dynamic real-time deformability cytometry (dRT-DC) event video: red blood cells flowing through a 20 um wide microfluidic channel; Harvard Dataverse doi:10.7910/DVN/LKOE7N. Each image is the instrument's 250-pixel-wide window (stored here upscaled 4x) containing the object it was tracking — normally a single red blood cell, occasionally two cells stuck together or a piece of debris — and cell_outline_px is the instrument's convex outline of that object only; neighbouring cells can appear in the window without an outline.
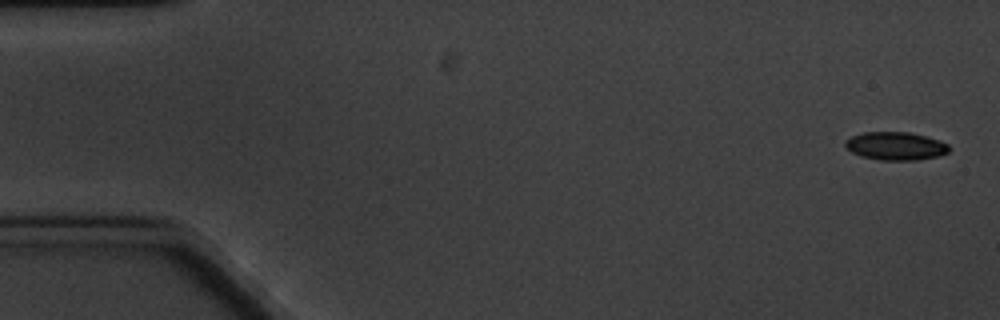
{"species": "common noctule bat (a hibernating species)", "species_latin": "Nyctalus noctula", "temperature_condition": "cold", "stored_images_in_passage": 8, "camera_frame_rate_fps": 3000, "um_per_image_px": 0.085, "animal": {"sex": "male", "body_mass_g": 20.1, "forearm_length_mm": 53.5}, "frame": {"image": 1, "passage_image": 1, "time_ms": 0.0, "image_size_px": [1000, 320], "cell_outline_px": [[952, 148], [948, 152], [936, 156], [916, 160], [880, 160], [860, 156], [852, 152], [844, 144], [844, 140], [852, 136], [864, 132], [908, 132], [940, 140], [948, 144]], "centroid_in_image_um": [76.13, 12.41], "position_along_channel_um": 8.9, "area_um2": 16.99}}
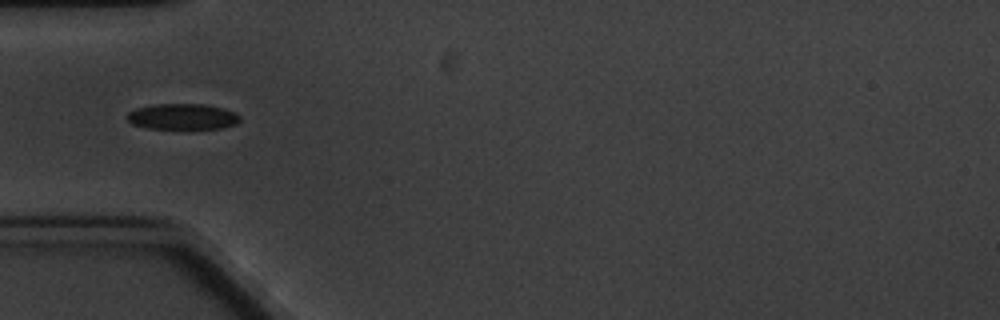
{"frame": {"image": 2, "passage_image": 5, "time_ms": 5.667, "image_size_px": [1000, 320], "cell_outline_px": [[240, 120], [236, 124], [220, 128], [148, 128], [132, 124], [124, 116], [128, 112], [136, 108], [156, 104], [204, 104], [236, 112], [240, 116]], "centroid_in_image_um": [15.49, 9.9], "position_along_channel_um": 69.5, "area_um2": 16.88}}